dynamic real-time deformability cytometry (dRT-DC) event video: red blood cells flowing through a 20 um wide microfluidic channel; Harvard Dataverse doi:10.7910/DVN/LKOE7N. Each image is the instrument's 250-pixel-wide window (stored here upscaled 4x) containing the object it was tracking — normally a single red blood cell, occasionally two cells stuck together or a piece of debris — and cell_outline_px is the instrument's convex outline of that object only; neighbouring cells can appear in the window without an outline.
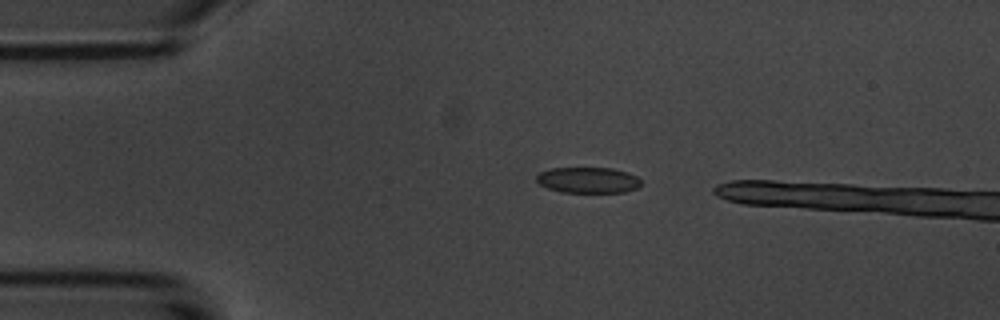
{"species": "common noctule bat (a hibernating species)", "species_latin": "Nyctalus noctula", "temperature_condition": "room temperature", "stored_images_in_passage": 5, "camera_frame_rate_fps": 3000, "um_per_image_px": 0.085, "animal": {"sex": "male", "body_mass_g": 20.1, "forearm_length_mm": 53.5}, "frame": {"image": 1, "passage_image": 3, "time_ms": 2.0, "image_size_px": [1000, 320], "cell_outline_px": [[640, 184], [636, 188], [624, 192], [560, 192], [548, 188], [540, 184], [536, 180], [536, 176], [540, 172], [548, 168], [612, 168], [636, 176], [640, 180]], "centroid_in_image_um": [49.93, 15.31], "position_along_channel_um": 35.1, "area_um2": 15.61}}